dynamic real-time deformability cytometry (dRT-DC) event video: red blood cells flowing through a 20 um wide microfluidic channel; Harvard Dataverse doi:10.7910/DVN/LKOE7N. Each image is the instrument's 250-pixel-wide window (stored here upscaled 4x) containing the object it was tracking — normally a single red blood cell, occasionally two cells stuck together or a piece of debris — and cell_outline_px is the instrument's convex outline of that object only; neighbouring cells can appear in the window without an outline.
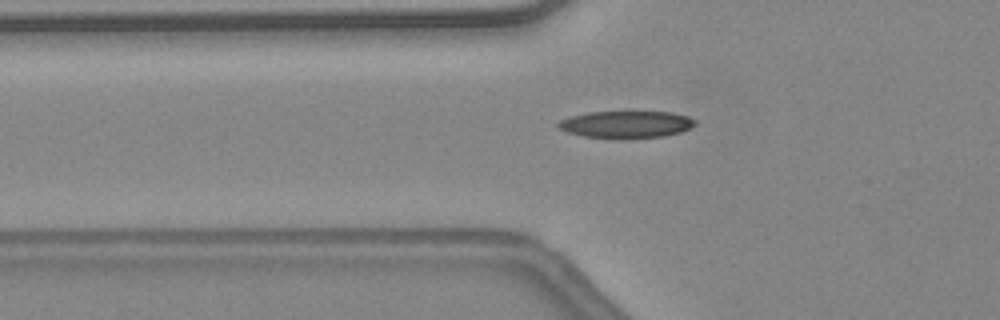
{"species": "common noctule bat (a hibernating species)", "species_latin": "Nyctalus noctula", "temperature_condition": "warm", "stored_images_in_passage": 35, "camera_frame_rate_fps": 3000, "um_per_image_px": 0.085, "animal": {"sex": "female", "body_mass_g": 24.6, "forearm_length_mm": 56.2}, "frame": {"image": 1, "passage_image": 6, "time_ms": 1.667, "image_size_px": [1000, 320], "cell_outline_px": [[696, 124], [680, 132], [664, 136], [624, 140], [620, 140], [584, 136], [568, 132], [560, 128], [556, 124], [560, 120], [572, 116], [588, 112], [672, 112], [688, 116], [696, 120]], "centroid_in_image_um": [53.24, 10.59], "position_along_channel_um": 72.6, "area_um2": 21.85}, "authors_computed_cell_mechanics": {"area_um2": 21.386, "velocity_mm_per_s": 4.5617, "shape_relaxation_time_tau1_ms": 10.1845, "shape_relaxation_time_tau2_ms": 3.95, "deformation_change_tau1": 0.2715, "deformation_change_tau2": 0.135}}